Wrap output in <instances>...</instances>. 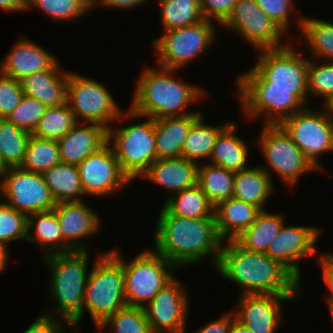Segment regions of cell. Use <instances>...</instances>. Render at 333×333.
<instances>
[{
    "label": "cell",
    "instance_id": "cell-12",
    "mask_svg": "<svg viewBox=\"0 0 333 333\" xmlns=\"http://www.w3.org/2000/svg\"><path fill=\"white\" fill-rule=\"evenodd\" d=\"M236 88L245 116L264 117L265 124H280L306 106L293 89L269 88V82H237Z\"/></svg>",
    "mask_w": 333,
    "mask_h": 333
},
{
    "label": "cell",
    "instance_id": "cell-35",
    "mask_svg": "<svg viewBox=\"0 0 333 333\" xmlns=\"http://www.w3.org/2000/svg\"><path fill=\"white\" fill-rule=\"evenodd\" d=\"M203 114L192 124L189 134L184 141L181 156L197 162L201 159L209 160L212 149L219 134L230 124L217 127L204 124Z\"/></svg>",
    "mask_w": 333,
    "mask_h": 333
},
{
    "label": "cell",
    "instance_id": "cell-31",
    "mask_svg": "<svg viewBox=\"0 0 333 333\" xmlns=\"http://www.w3.org/2000/svg\"><path fill=\"white\" fill-rule=\"evenodd\" d=\"M56 203L82 201L84 192L77 165L60 163L42 173Z\"/></svg>",
    "mask_w": 333,
    "mask_h": 333
},
{
    "label": "cell",
    "instance_id": "cell-9",
    "mask_svg": "<svg viewBox=\"0 0 333 333\" xmlns=\"http://www.w3.org/2000/svg\"><path fill=\"white\" fill-rule=\"evenodd\" d=\"M66 102L78 122H93L109 128L123 110L101 82L69 72Z\"/></svg>",
    "mask_w": 333,
    "mask_h": 333
},
{
    "label": "cell",
    "instance_id": "cell-3",
    "mask_svg": "<svg viewBox=\"0 0 333 333\" xmlns=\"http://www.w3.org/2000/svg\"><path fill=\"white\" fill-rule=\"evenodd\" d=\"M155 69L148 66L143 69L136 80L130 108L117 121L143 117L157 120L195 113L192 110L187 112L186 109L205 95L203 89L174 79L172 74L177 69L161 66L159 70Z\"/></svg>",
    "mask_w": 333,
    "mask_h": 333
},
{
    "label": "cell",
    "instance_id": "cell-8",
    "mask_svg": "<svg viewBox=\"0 0 333 333\" xmlns=\"http://www.w3.org/2000/svg\"><path fill=\"white\" fill-rule=\"evenodd\" d=\"M122 267L126 304L135 307L149 303L174 278L172 273L178 269L154 249L139 253L131 261L122 256Z\"/></svg>",
    "mask_w": 333,
    "mask_h": 333
},
{
    "label": "cell",
    "instance_id": "cell-39",
    "mask_svg": "<svg viewBox=\"0 0 333 333\" xmlns=\"http://www.w3.org/2000/svg\"><path fill=\"white\" fill-rule=\"evenodd\" d=\"M78 123L75 114L66 103L47 107L32 135L43 139L63 138Z\"/></svg>",
    "mask_w": 333,
    "mask_h": 333
},
{
    "label": "cell",
    "instance_id": "cell-17",
    "mask_svg": "<svg viewBox=\"0 0 333 333\" xmlns=\"http://www.w3.org/2000/svg\"><path fill=\"white\" fill-rule=\"evenodd\" d=\"M77 168L84 196H108L131 183L109 143L84 159Z\"/></svg>",
    "mask_w": 333,
    "mask_h": 333
},
{
    "label": "cell",
    "instance_id": "cell-5",
    "mask_svg": "<svg viewBox=\"0 0 333 333\" xmlns=\"http://www.w3.org/2000/svg\"><path fill=\"white\" fill-rule=\"evenodd\" d=\"M88 252L71 251L44 257L50 268L51 298L57 302V311L53 308L45 310L44 314L56 317L58 312L61 319L72 324L83 313L84 292L89 277Z\"/></svg>",
    "mask_w": 333,
    "mask_h": 333
},
{
    "label": "cell",
    "instance_id": "cell-16",
    "mask_svg": "<svg viewBox=\"0 0 333 333\" xmlns=\"http://www.w3.org/2000/svg\"><path fill=\"white\" fill-rule=\"evenodd\" d=\"M179 281L173 278L143 307L153 333H186L189 298Z\"/></svg>",
    "mask_w": 333,
    "mask_h": 333
},
{
    "label": "cell",
    "instance_id": "cell-42",
    "mask_svg": "<svg viewBox=\"0 0 333 333\" xmlns=\"http://www.w3.org/2000/svg\"><path fill=\"white\" fill-rule=\"evenodd\" d=\"M47 106L41 101L23 95L17 107L6 117L18 128L32 134L39 120L45 114Z\"/></svg>",
    "mask_w": 333,
    "mask_h": 333
},
{
    "label": "cell",
    "instance_id": "cell-38",
    "mask_svg": "<svg viewBox=\"0 0 333 333\" xmlns=\"http://www.w3.org/2000/svg\"><path fill=\"white\" fill-rule=\"evenodd\" d=\"M30 135L6 118H0V155L8 168L20 167Z\"/></svg>",
    "mask_w": 333,
    "mask_h": 333
},
{
    "label": "cell",
    "instance_id": "cell-54",
    "mask_svg": "<svg viewBox=\"0 0 333 333\" xmlns=\"http://www.w3.org/2000/svg\"><path fill=\"white\" fill-rule=\"evenodd\" d=\"M8 249L0 246V273L6 268L8 262Z\"/></svg>",
    "mask_w": 333,
    "mask_h": 333
},
{
    "label": "cell",
    "instance_id": "cell-50",
    "mask_svg": "<svg viewBox=\"0 0 333 333\" xmlns=\"http://www.w3.org/2000/svg\"><path fill=\"white\" fill-rule=\"evenodd\" d=\"M320 257L317 262L322 267L324 282L330 291L327 298H333V260L326 253Z\"/></svg>",
    "mask_w": 333,
    "mask_h": 333
},
{
    "label": "cell",
    "instance_id": "cell-36",
    "mask_svg": "<svg viewBox=\"0 0 333 333\" xmlns=\"http://www.w3.org/2000/svg\"><path fill=\"white\" fill-rule=\"evenodd\" d=\"M160 4L162 29L195 25L204 20L200 0H157Z\"/></svg>",
    "mask_w": 333,
    "mask_h": 333
},
{
    "label": "cell",
    "instance_id": "cell-21",
    "mask_svg": "<svg viewBox=\"0 0 333 333\" xmlns=\"http://www.w3.org/2000/svg\"><path fill=\"white\" fill-rule=\"evenodd\" d=\"M60 62L39 44L22 37L0 62V72L16 80L44 70H59ZM60 66V67H59Z\"/></svg>",
    "mask_w": 333,
    "mask_h": 333
},
{
    "label": "cell",
    "instance_id": "cell-13",
    "mask_svg": "<svg viewBox=\"0 0 333 333\" xmlns=\"http://www.w3.org/2000/svg\"><path fill=\"white\" fill-rule=\"evenodd\" d=\"M280 125L312 164L321 170L318 158L333 151V116L326 110L315 111L305 106Z\"/></svg>",
    "mask_w": 333,
    "mask_h": 333
},
{
    "label": "cell",
    "instance_id": "cell-59",
    "mask_svg": "<svg viewBox=\"0 0 333 333\" xmlns=\"http://www.w3.org/2000/svg\"><path fill=\"white\" fill-rule=\"evenodd\" d=\"M0 195L1 197H3V187H2V181H1V178H0ZM0 197V199H1ZM4 201H0V205L3 203Z\"/></svg>",
    "mask_w": 333,
    "mask_h": 333
},
{
    "label": "cell",
    "instance_id": "cell-48",
    "mask_svg": "<svg viewBox=\"0 0 333 333\" xmlns=\"http://www.w3.org/2000/svg\"><path fill=\"white\" fill-rule=\"evenodd\" d=\"M59 317L41 314L23 333H65L64 327L71 324ZM64 320V321H63ZM63 321V322H62Z\"/></svg>",
    "mask_w": 333,
    "mask_h": 333
},
{
    "label": "cell",
    "instance_id": "cell-41",
    "mask_svg": "<svg viewBox=\"0 0 333 333\" xmlns=\"http://www.w3.org/2000/svg\"><path fill=\"white\" fill-rule=\"evenodd\" d=\"M28 216L3 202L0 205V246L7 248L8 242L27 240Z\"/></svg>",
    "mask_w": 333,
    "mask_h": 333
},
{
    "label": "cell",
    "instance_id": "cell-1",
    "mask_svg": "<svg viewBox=\"0 0 333 333\" xmlns=\"http://www.w3.org/2000/svg\"><path fill=\"white\" fill-rule=\"evenodd\" d=\"M154 232V250L177 268L212 259L219 261L223 241L216 229L215 217L187 218L160 210Z\"/></svg>",
    "mask_w": 333,
    "mask_h": 333
},
{
    "label": "cell",
    "instance_id": "cell-15",
    "mask_svg": "<svg viewBox=\"0 0 333 333\" xmlns=\"http://www.w3.org/2000/svg\"><path fill=\"white\" fill-rule=\"evenodd\" d=\"M221 26L243 36L242 38H245L256 50L277 49L289 44L281 42V37L286 33L260 9L254 0H238Z\"/></svg>",
    "mask_w": 333,
    "mask_h": 333
},
{
    "label": "cell",
    "instance_id": "cell-7",
    "mask_svg": "<svg viewBox=\"0 0 333 333\" xmlns=\"http://www.w3.org/2000/svg\"><path fill=\"white\" fill-rule=\"evenodd\" d=\"M107 143L131 182L141 178L157 159L154 120L149 117L147 121L130 126L116 129L109 126Z\"/></svg>",
    "mask_w": 333,
    "mask_h": 333
},
{
    "label": "cell",
    "instance_id": "cell-44",
    "mask_svg": "<svg viewBox=\"0 0 333 333\" xmlns=\"http://www.w3.org/2000/svg\"><path fill=\"white\" fill-rule=\"evenodd\" d=\"M323 98L324 104L333 96V62L317 63L309 59L308 66V95Z\"/></svg>",
    "mask_w": 333,
    "mask_h": 333
},
{
    "label": "cell",
    "instance_id": "cell-24",
    "mask_svg": "<svg viewBox=\"0 0 333 333\" xmlns=\"http://www.w3.org/2000/svg\"><path fill=\"white\" fill-rule=\"evenodd\" d=\"M202 114L197 110L186 116L154 120L157 159L180 157L192 124Z\"/></svg>",
    "mask_w": 333,
    "mask_h": 333
},
{
    "label": "cell",
    "instance_id": "cell-37",
    "mask_svg": "<svg viewBox=\"0 0 333 333\" xmlns=\"http://www.w3.org/2000/svg\"><path fill=\"white\" fill-rule=\"evenodd\" d=\"M60 163L57 140L43 139L30 135L25 157L20 165L22 170L42 174Z\"/></svg>",
    "mask_w": 333,
    "mask_h": 333
},
{
    "label": "cell",
    "instance_id": "cell-49",
    "mask_svg": "<svg viewBox=\"0 0 333 333\" xmlns=\"http://www.w3.org/2000/svg\"><path fill=\"white\" fill-rule=\"evenodd\" d=\"M236 319L233 310L226 313L223 317L206 323L194 333H229L232 322ZM193 333V332H192Z\"/></svg>",
    "mask_w": 333,
    "mask_h": 333
},
{
    "label": "cell",
    "instance_id": "cell-51",
    "mask_svg": "<svg viewBox=\"0 0 333 333\" xmlns=\"http://www.w3.org/2000/svg\"><path fill=\"white\" fill-rule=\"evenodd\" d=\"M145 1L148 0H98L97 6H106L110 8L116 9H129L140 6L141 4H145Z\"/></svg>",
    "mask_w": 333,
    "mask_h": 333
},
{
    "label": "cell",
    "instance_id": "cell-32",
    "mask_svg": "<svg viewBox=\"0 0 333 333\" xmlns=\"http://www.w3.org/2000/svg\"><path fill=\"white\" fill-rule=\"evenodd\" d=\"M163 208L169 214L187 218L215 217V207L198 184L167 196Z\"/></svg>",
    "mask_w": 333,
    "mask_h": 333
},
{
    "label": "cell",
    "instance_id": "cell-4",
    "mask_svg": "<svg viewBox=\"0 0 333 333\" xmlns=\"http://www.w3.org/2000/svg\"><path fill=\"white\" fill-rule=\"evenodd\" d=\"M90 270L84 292L83 313L71 324L77 327L85 309L98 328L110 315L127 306L122 256L118 249L100 254Z\"/></svg>",
    "mask_w": 333,
    "mask_h": 333
},
{
    "label": "cell",
    "instance_id": "cell-30",
    "mask_svg": "<svg viewBox=\"0 0 333 333\" xmlns=\"http://www.w3.org/2000/svg\"><path fill=\"white\" fill-rule=\"evenodd\" d=\"M284 222L282 214L261 210L251 226L246 228L235 241L246 250L266 253Z\"/></svg>",
    "mask_w": 333,
    "mask_h": 333
},
{
    "label": "cell",
    "instance_id": "cell-45",
    "mask_svg": "<svg viewBox=\"0 0 333 333\" xmlns=\"http://www.w3.org/2000/svg\"><path fill=\"white\" fill-rule=\"evenodd\" d=\"M23 95L21 82L0 72V118H6L16 108Z\"/></svg>",
    "mask_w": 333,
    "mask_h": 333
},
{
    "label": "cell",
    "instance_id": "cell-20",
    "mask_svg": "<svg viewBox=\"0 0 333 333\" xmlns=\"http://www.w3.org/2000/svg\"><path fill=\"white\" fill-rule=\"evenodd\" d=\"M298 298L299 295H241L236 305L237 311L233 310V312L236 320L253 333H277L276 330L282 319V301Z\"/></svg>",
    "mask_w": 333,
    "mask_h": 333
},
{
    "label": "cell",
    "instance_id": "cell-25",
    "mask_svg": "<svg viewBox=\"0 0 333 333\" xmlns=\"http://www.w3.org/2000/svg\"><path fill=\"white\" fill-rule=\"evenodd\" d=\"M261 209L253 204L229 198L214 208L216 229L224 242L235 240L256 220Z\"/></svg>",
    "mask_w": 333,
    "mask_h": 333
},
{
    "label": "cell",
    "instance_id": "cell-47",
    "mask_svg": "<svg viewBox=\"0 0 333 333\" xmlns=\"http://www.w3.org/2000/svg\"><path fill=\"white\" fill-rule=\"evenodd\" d=\"M238 0H200L205 20L218 22L220 26L227 20ZM215 20V21H213Z\"/></svg>",
    "mask_w": 333,
    "mask_h": 333
},
{
    "label": "cell",
    "instance_id": "cell-23",
    "mask_svg": "<svg viewBox=\"0 0 333 333\" xmlns=\"http://www.w3.org/2000/svg\"><path fill=\"white\" fill-rule=\"evenodd\" d=\"M198 165L182 156L156 159L141 179L163 186L171 196L197 184Z\"/></svg>",
    "mask_w": 333,
    "mask_h": 333
},
{
    "label": "cell",
    "instance_id": "cell-58",
    "mask_svg": "<svg viewBox=\"0 0 333 333\" xmlns=\"http://www.w3.org/2000/svg\"><path fill=\"white\" fill-rule=\"evenodd\" d=\"M327 302H328V308L330 311V315L332 317L333 320V298H327Z\"/></svg>",
    "mask_w": 333,
    "mask_h": 333
},
{
    "label": "cell",
    "instance_id": "cell-27",
    "mask_svg": "<svg viewBox=\"0 0 333 333\" xmlns=\"http://www.w3.org/2000/svg\"><path fill=\"white\" fill-rule=\"evenodd\" d=\"M271 179L272 177L261 166L248 167L235 172L232 198L264 210L268 198L275 191Z\"/></svg>",
    "mask_w": 333,
    "mask_h": 333
},
{
    "label": "cell",
    "instance_id": "cell-14",
    "mask_svg": "<svg viewBox=\"0 0 333 333\" xmlns=\"http://www.w3.org/2000/svg\"><path fill=\"white\" fill-rule=\"evenodd\" d=\"M1 181L4 202L27 216L53 210L56 206L40 173L10 167L1 177Z\"/></svg>",
    "mask_w": 333,
    "mask_h": 333
},
{
    "label": "cell",
    "instance_id": "cell-56",
    "mask_svg": "<svg viewBox=\"0 0 333 333\" xmlns=\"http://www.w3.org/2000/svg\"><path fill=\"white\" fill-rule=\"evenodd\" d=\"M323 105L326 107V111L333 116V96H331Z\"/></svg>",
    "mask_w": 333,
    "mask_h": 333
},
{
    "label": "cell",
    "instance_id": "cell-57",
    "mask_svg": "<svg viewBox=\"0 0 333 333\" xmlns=\"http://www.w3.org/2000/svg\"><path fill=\"white\" fill-rule=\"evenodd\" d=\"M8 167L4 164L1 155H0V178L3 176V174L7 171Z\"/></svg>",
    "mask_w": 333,
    "mask_h": 333
},
{
    "label": "cell",
    "instance_id": "cell-28",
    "mask_svg": "<svg viewBox=\"0 0 333 333\" xmlns=\"http://www.w3.org/2000/svg\"><path fill=\"white\" fill-rule=\"evenodd\" d=\"M236 126L235 123L230 122L219 134L207 162L233 172L249 167L246 163L250 151L246 141L235 135Z\"/></svg>",
    "mask_w": 333,
    "mask_h": 333
},
{
    "label": "cell",
    "instance_id": "cell-60",
    "mask_svg": "<svg viewBox=\"0 0 333 333\" xmlns=\"http://www.w3.org/2000/svg\"><path fill=\"white\" fill-rule=\"evenodd\" d=\"M326 254L333 260V253L328 252Z\"/></svg>",
    "mask_w": 333,
    "mask_h": 333
},
{
    "label": "cell",
    "instance_id": "cell-19",
    "mask_svg": "<svg viewBox=\"0 0 333 333\" xmlns=\"http://www.w3.org/2000/svg\"><path fill=\"white\" fill-rule=\"evenodd\" d=\"M88 206L83 200L56 203L53 210L57 215L62 232L64 253L87 251L89 245L87 238L100 232L101 220L97 213ZM81 239L84 241L82 242Z\"/></svg>",
    "mask_w": 333,
    "mask_h": 333
},
{
    "label": "cell",
    "instance_id": "cell-43",
    "mask_svg": "<svg viewBox=\"0 0 333 333\" xmlns=\"http://www.w3.org/2000/svg\"><path fill=\"white\" fill-rule=\"evenodd\" d=\"M32 7L41 9L48 17L58 22L74 20L88 13L76 0H26L25 10Z\"/></svg>",
    "mask_w": 333,
    "mask_h": 333
},
{
    "label": "cell",
    "instance_id": "cell-52",
    "mask_svg": "<svg viewBox=\"0 0 333 333\" xmlns=\"http://www.w3.org/2000/svg\"><path fill=\"white\" fill-rule=\"evenodd\" d=\"M0 8L8 12H26V0H0Z\"/></svg>",
    "mask_w": 333,
    "mask_h": 333
},
{
    "label": "cell",
    "instance_id": "cell-11",
    "mask_svg": "<svg viewBox=\"0 0 333 333\" xmlns=\"http://www.w3.org/2000/svg\"><path fill=\"white\" fill-rule=\"evenodd\" d=\"M214 25V22L204 19L195 25L164 31L160 38L152 40L158 57L157 64L179 70L192 62L214 43Z\"/></svg>",
    "mask_w": 333,
    "mask_h": 333
},
{
    "label": "cell",
    "instance_id": "cell-10",
    "mask_svg": "<svg viewBox=\"0 0 333 333\" xmlns=\"http://www.w3.org/2000/svg\"><path fill=\"white\" fill-rule=\"evenodd\" d=\"M258 145L268 167L261 166L271 176L275 171L288 186L296 185L306 172L318 171L305 154L294 144L280 124H265L262 127ZM268 168V169H267Z\"/></svg>",
    "mask_w": 333,
    "mask_h": 333
},
{
    "label": "cell",
    "instance_id": "cell-53",
    "mask_svg": "<svg viewBox=\"0 0 333 333\" xmlns=\"http://www.w3.org/2000/svg\"><path fill=\"white\" fill-rule=\"evenodd\" d=\"M229 333H253L249 328L243 326L236 319L232 322Z\"/></svg>",
    "mask_w": 333,
    "mask_h": 333
},
{
    "label": "cell",
    "instance_id": "cell-33",
    "mask_svg": "<svg viewBox=\"0 0 333 333\" xmlns=\"http://www.w3.org/2000/svg\"><path fill=\"white\" fill-rule=\"evenodd\" d=\"M300 34L316 59L333 62V23L313 17H299Z\"/></svg>",
    "mask_w": 333,
    "mask_h": 333
},
{
    "label": "cell",
    "instance_id": "cell-26",
    "mask_svg": "<svg viewBox=\"0 0 333 333\" xmlns=\"http://www.w3.org/2000/svg\"><path fill=\"white\" fill-rule=\"evenodd\" d=\"M69 72L44 70L24 77L21 82L24 95L41 101L47 107L66 103Z\"/></svg>",
    "mask_w": 333,
    "mask_h": 333
},
{
    "label": "cell",
    "instance_id": "cell-6",
    "mask_svg": "<svg viewBox=\"0 0 333 333\" xmlns=\"http://www.w3.org/2000/svg\"><path fill=\"white\" fill-rule=\"evenodd\" d=\"M292 45L259 50L258 60L238 76L237 82H269V88L293 89V93L305 104L309 96V58L302 57Z\"/></svg>",
    "mask_w": 333,
    "mask_h": 333
},
{
    "label": "cell",
    "instance_id": "cell-2",
    "mask_svg": "<svg viewBox=\"0 0 333 333\" xmlns=\"http://www.w3.org/2000/svg\"><path fill=\"white\" fill-rule=\"evenodd\" d=\"M216 271L242 288L241 295H299L300 281L267 253L249 251L235 240L224 241Z\"/></svg>",
    "mask_w": 333,
    "mask_h": 333
},
{
    "label": "cell",
    "instance_id": "cell-34",
    "mask_svg": "<svg viewBox=\"0 0 333 333\" xmlns=\"http://www.w3.org/2000/svg\"><path fill=\"white\" fill-rule=\"evenodd\" d=\"M235 172L205 163L198 165L197 184L216 207L220 202L232 198Z\"/></svg>",
    "mask_w": 333,
    "mask_h": 333
},
{
    "label": "cell",
    "instance_id": "cell-29",
    "mask_svg": "<svg viewBox=\"0 0 333 333\" xmlns=\"http://www.w3.org/2000/svg\"><path fill=\"white\" fill-rule=\"evenodd\" d=\"M27 229V241L43 249V257L64 253V240L54 210L28 215ZM32 229L35 230L33 235Z\"/></svg>",
    "mask_w": 333,
    "mask_h": 333
},
{
    "label": "cell",
    "instance_id": "cell-22",
    "mask_svg": "<svg viewBox=\"0 0 333 333\" xmlns=\"http://www.w3.org/2000/svg\"><path fill=\"white\" fill-rule=\"evenodd\" d=\"M84 125L85 122H78L57 140L61 163L78 165L107 143V128L93 122Z\"/></svg>",
    "mask_w": 333,
    "mask_h": 333
},
{
    "label": "cell",
    "instance_id": "cell-18",
    "mask_svg": "<svg viewBox=\"0 0 333 333\" xmlns=\"http://www.w3.org/2000/svg\"><path fill=\"white\" fill-rule=\"evenodd\" d=\"M320 229L314 226H283L273 238L267 254L286 267L299 281L298 260L315 256L318 253L315 243L320 237Z\"/></svg>",
    "mask_w": 333,
    "mask_h": 333
},
{
    "label": "cell",
    "instance_id": "cell-55",
    "mask_svg": "<svg viewBox=\"0 0 333 333\" xmlns=\"http://www.w3.org/2000/svg\"><path fill=\"white\" fill-rule=\"evenodd\" d=\"M80 3L88 12L94 10L97 7L98 0H76Z\"/></svg>",
    "mask_w": 333,
    "mask_h": 333
},
{
    "label": "cell",
    "instance_id": "cell-46",
    "mask_svg": "<svg viewBox=\"0 0 333 333\" xmlns=\"http://www.w3.org/2000/svg\"><path fill=\"white\" fill-rule=\"evenodd\" d=\"M260 9L287 33L290 25L291 0H254ZM291 6V7H290Z\"/></svg>",
    "mask_w": 333,
    "mask_h": 333
},
{
    "label": "cell",
    "instance_id": "cell-40",
    "mask_svg": "<svg viewBox=\"0 0 333 333\" xmlns=\"http://www.w3.org/2000/svg\"><path fill=\"white\" fill-rule=\"evenodd\" d=\"M108 326L113 328L109 333H153L143 307L125 306L116 311L99 325L98 333Z\"/></svg>",
    "mask_w": 333,
    "mask_h": 333
}]
</instances>
